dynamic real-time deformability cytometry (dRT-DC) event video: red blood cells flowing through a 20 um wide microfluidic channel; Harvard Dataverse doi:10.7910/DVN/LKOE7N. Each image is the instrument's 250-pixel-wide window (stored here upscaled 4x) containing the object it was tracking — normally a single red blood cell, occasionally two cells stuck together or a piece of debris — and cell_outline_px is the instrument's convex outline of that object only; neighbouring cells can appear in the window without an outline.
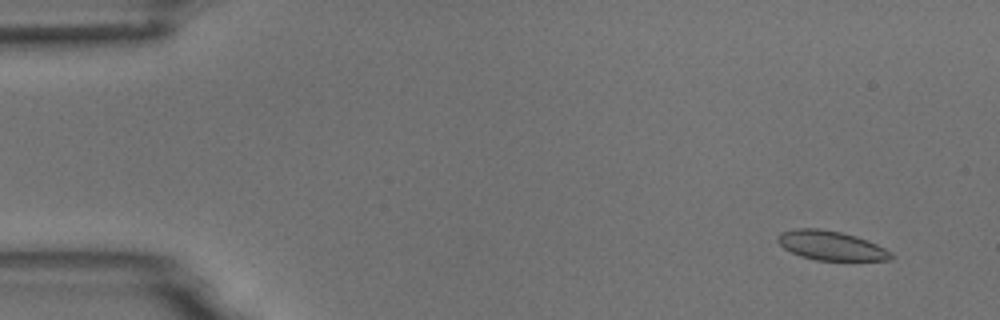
{"species": "common noctule bat (a hibernating species)", "species_latin": "Nyctalus noctula", "temperature_condition": "room temperature", "stored_images_in_passage": 53, "camera_frame_rate_fps": 3000, "um_per_image_px": 0.085, "animal": {"sex": "male", "body_mass_g": 18.8}, "frame": {"image": 1, "passage_image": 2, "time_ms": 0.333, "image_size_px": [1000, 320], "cell_outline_px": [[892, 260], [816, 260], [800, 256], [784, 248], [776, 240], [776, 236], [780, 232], [796, 228], [820, 228], [840, 232], [856, 236], [868, 240], [892, 252]], "centroid_in_image_um": [70.61, 20.86], "position_along_channel_um": 14.4, "area_um2": 19.36}}
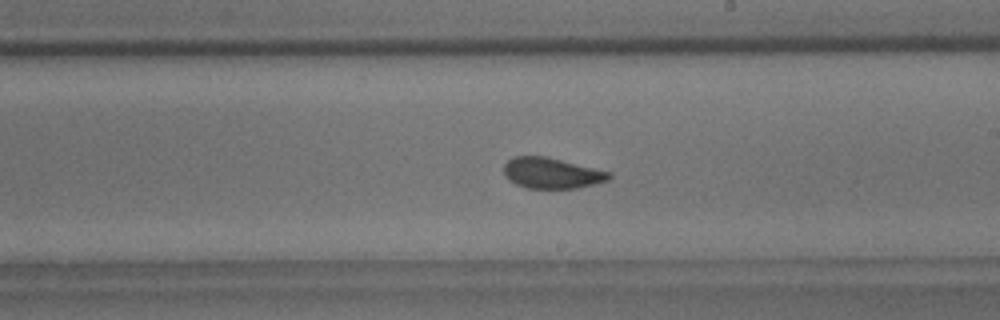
{"frame": {"image": 2, "passage_image": 30, "time_ms": 9.667, "image_size_px": [1000, 320], "cell_outline_px": [[612, 176], [608, 180], [576, 188], [528, 188], [516, 184], [508, 180], [504, 176], [504, 164], [512, 156], [544, 156], [612, 172]], "centroid_in_image_um": [46.86, 14.71], "position_along_channel_um": 242.1, "area_um2": 18.79}}
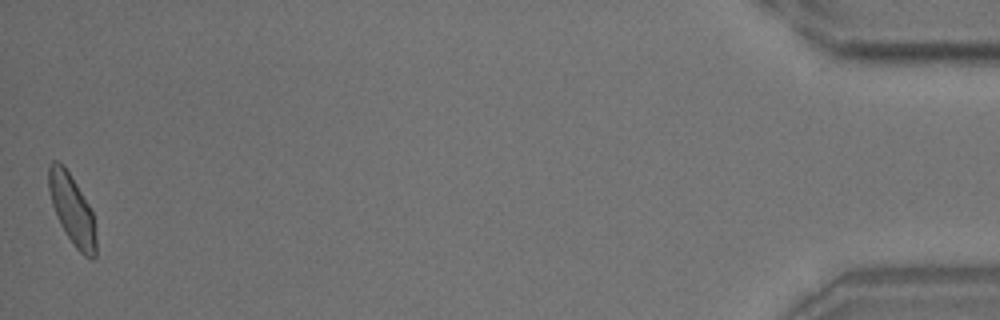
{"frame": {"image": 3, "passage_image": 53, "time_ms": 17.333, "image_size_px": [1000, 320], "cell_outline_px": [[96, 256], [92, 260], [84, 256], [72, 244], [60, 224], [56, 216], [52, 204], [48, 188], [48, 164], [52, 160], [56, 160], [64, 164], [88, 204], [92, 212], [96, 236]], "centroid_in_image_um": [6.11, 17.81], "position_along_channel_um": 429.1, "area_um2": 19.36}, "authors_computed_cell_mechanics": {"area_um2": 19.363, "velocity_mm_per_s": 3.6579, "shape_relaxation_time_tau1_ms": 3.6878, "shape_relaxation_time_tau2_ms": null, "deformation_change_tau1": 0.1004, "deformation_change_tau2": null}}